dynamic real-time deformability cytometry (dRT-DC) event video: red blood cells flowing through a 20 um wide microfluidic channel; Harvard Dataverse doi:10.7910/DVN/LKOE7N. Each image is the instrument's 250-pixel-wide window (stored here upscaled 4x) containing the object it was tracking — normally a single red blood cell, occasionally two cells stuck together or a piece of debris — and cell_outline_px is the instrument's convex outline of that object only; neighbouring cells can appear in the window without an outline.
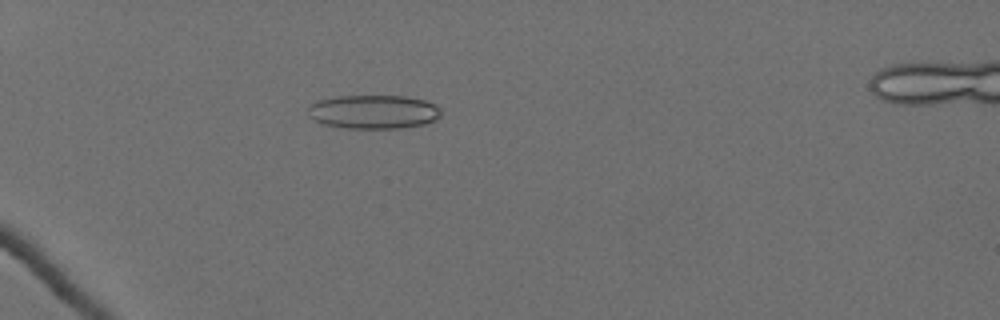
{"species": "Egyptian fruit bat (a non-hibernating species)", "species_latin": "Rousettus aegyptiacus", "temperature_condition": "cold", "stored_images_in_passage": 61, "camera_frame_rate_fps": 3000, "um_per_image_px": 0.085, "animal": {"sex": "female"}, "frame": {"image": 1, "passage_image": 21, "time_ms": 6.667, "image_size_px": [1000, 320], "cell_outline_px": [[440, 116], [436, 120], [424, 124], [400, 128], [344, 128], [320, 124], [308, 116], [308, 104], [320, 100], [336, 96], [408, 96], [424, 100], [436, 104], [440, 108]], "centroid_in_image_um": [31.73, 9.5], "position_along_channel_um": 53.3, "area_um2": 26.53}}
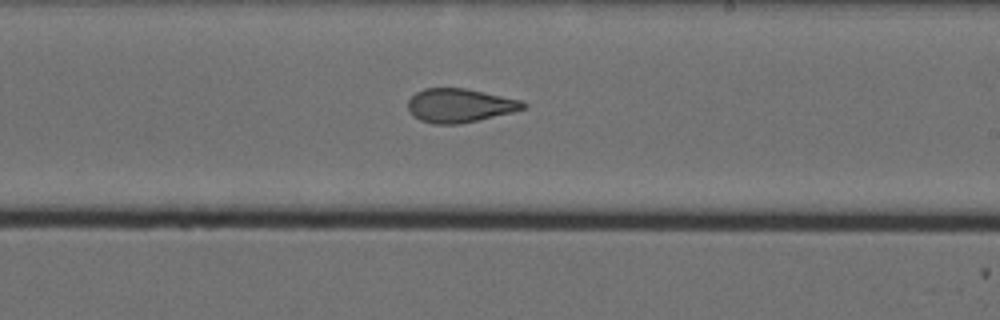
{"frame": {"image": 2, "passage_image": 40, "time_ms": 13.0, "image_size_px": [1000, 320], "cell_outline_px": [[528, 104], [524, 108], [512, 112], [460, 124], [432, 124], [420, 120], [412, 116], [408, 112], [408, 100], [416, 92], [424, 88], [464, 88], [484, 92], [520, 100]], "centroid_in_image_um": [39.02, 8.97], "position_along_channel_um": 250.0, "area_um2": 22.66}}
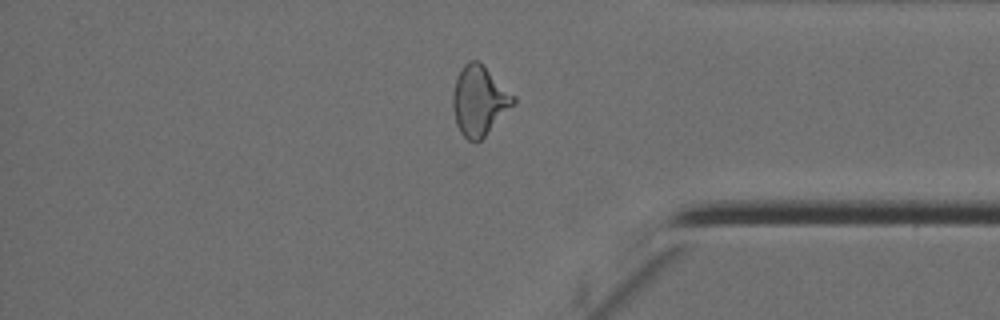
{"frame": {"image": 3, "passage_image": 53, "time_ms": 17.333, "image_size_px": [1000, 320], "cell_outline_px": [[516, 100], [484, 136], [476, 144], [468, 140], [460, 132], [456, 124], [452, 108], [452, 92], [456, 76], [460, 68], [468, 60], [480, 60], [516, 96]], "centroid_in_image_um": [40.7, 8.5], "position_along_channel_um": 394.5, "area_um2": 24.8}, "authors_computed_cell_mechanics": {"area_um2": 24.7962, "velocity_mm_per_s": 3.536, "shape_relaxation_time_tau1_ms": 7.2058, "shape_relaxation_time_tau2_ms": 1.7563, "deformation_change_tau1": 0.1884, "deformation_change_tau2": 0.0978}}